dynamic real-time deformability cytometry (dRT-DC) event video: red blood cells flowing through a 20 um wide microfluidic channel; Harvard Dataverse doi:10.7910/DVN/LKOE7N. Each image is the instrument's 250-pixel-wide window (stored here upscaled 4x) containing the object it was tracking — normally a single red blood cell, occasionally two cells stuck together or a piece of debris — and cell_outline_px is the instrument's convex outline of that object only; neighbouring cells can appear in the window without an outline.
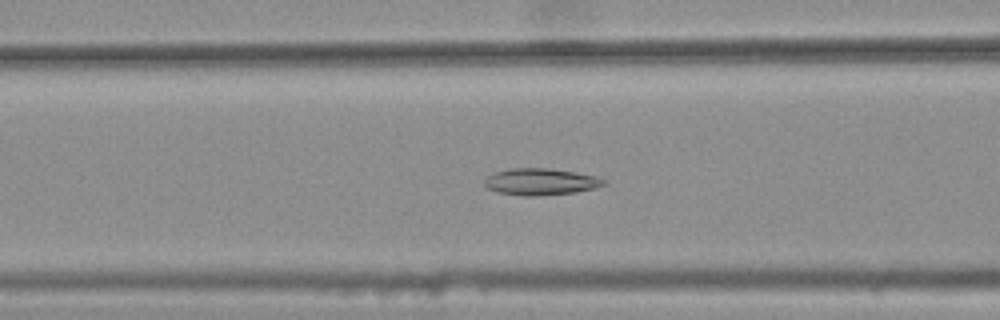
{"species": "common noctule bat (a hibernating species)", "species_latin": "Nyctalus noctula", "temperature_condition": "warm", "stored_images_in_passage": 44, "camera_frame_rate_fps": 3000, "um_per_image_px": 0.085, "animal": {"sex": "female", "body_mass_g": 25.1}, "frame": {"image": 1, "passage_image": 20, "time_ms": 6.333, "image_size_px": [1000, 320], "cell_outline_px": [[608, 184], [596, 188], [576, 192], [536, 196], [524, 196], [496, 192], [488, 188], [484, 184], [484, 180], [488, 176], [496, 172], [508, 168], [544, 168], [576, 172], [596, 176], [608, 180]], "centroid_in_image_um": [46.0, 15.45], "position_along_channel_um": 120.6, "area_um2": 18.73}}
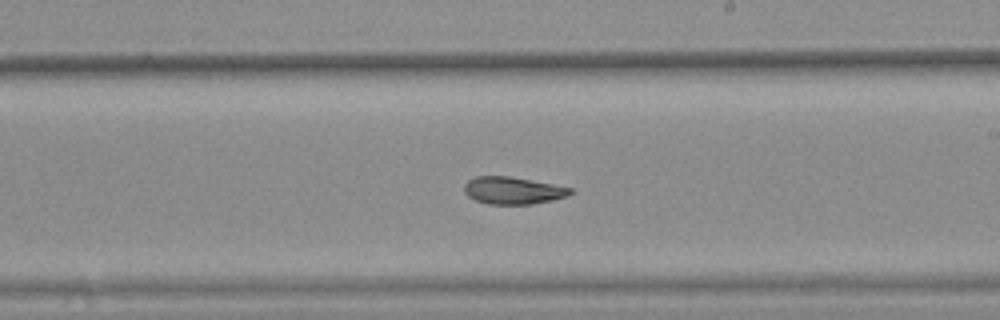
{"frame": {"image": 2, "passage_image": 30, "time_ms": 9.667, "image_size_px": [1000, 320], "cell_outline_px": [[572, 192], [568, 196], [552, 200], [532, 204], [488, 204], [476, 200], [468, 196], [464, 192], [464, 184], [468, 180], [476, 176], [508, 176], [552, 184], [572, 188]], "centroid_in_image_um": [43.58, 16.19], "position_along_channel_um": 245.4, "area_um2": 16.76}}
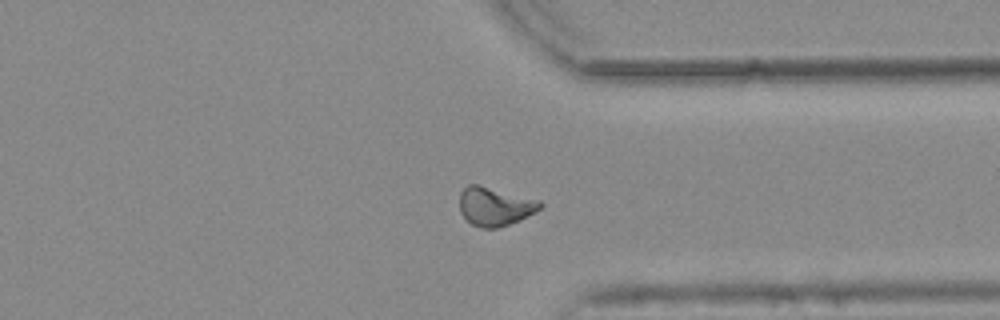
{"frame": {"image": 3, "passage_image": 40, "time_ms": 13.0, "image_size_px": [1000, 320], "cell_outline_px": [[544, 204], [536, 212], [520, 220], [496, 228], [480, 228], [472, 224], [460, 212], [460, 192], [468, 184], [476, 184], [540, 200]], "centroid_in_image_um": [42.07, 17.54], "position_along_channel_um": 369.3, "area_um2": 18.03}, "authors_computed_cell_mechanics": {"area_um2": 18.0047, "velocity_mm_per_s": 3.7527, "shape_relaxation_time_tau1_ms": null, "shape_relaxation_time_tau2_ms": 3.6938, "deformation_change_tau1": null, "deformation_change_tau2": 0.0956}}